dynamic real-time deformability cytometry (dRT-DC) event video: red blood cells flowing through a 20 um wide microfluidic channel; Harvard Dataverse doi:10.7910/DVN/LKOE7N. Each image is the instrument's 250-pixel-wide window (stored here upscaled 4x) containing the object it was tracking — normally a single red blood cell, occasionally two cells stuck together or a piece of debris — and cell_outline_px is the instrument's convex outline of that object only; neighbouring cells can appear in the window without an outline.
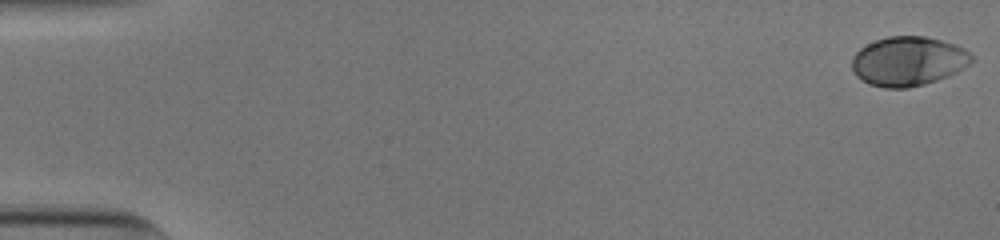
{"species": "human", "species_latin": "Homo sapiens", "temperature_condition": "cold", "stored_images_in_passage": 53, "camera_frame_rate_fps": 3000, "um_per_image_px": 0.085, "donor": {"sex": "male"}, "frame": {"image": 1, "passage_image": 1, "time_ms": 0.0, "image_size_px": [1000, 240], "cell_outline_px": [[972, 60], [964, 68], [948, 76], [924, 84], [908, 88], [884, 88], [868, 84], [856, 76], [852, 68], [852, 56], [860, 48], [876, 40], [888, 36], [924, 36], [956, 44], [964, 48], [972, 56]], "centroid_in_image_um": [77.18, 5.21], "position_along_channel_um": 7.8, "area_um2": 34.39}}
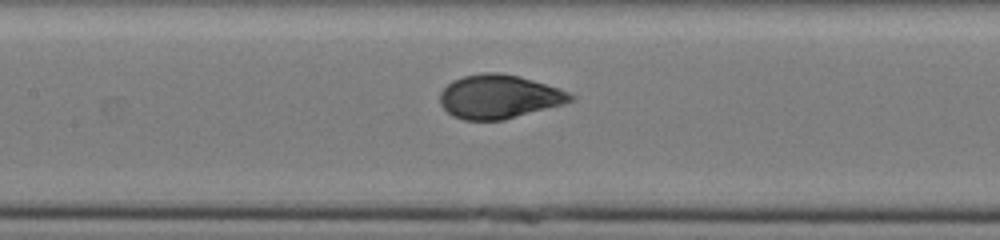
{"frame": {"image": 2, "passage_image": 26, "time_ms": 8.333, "image_size_px": [1000, 240], "cell_outline_px": [[576, 100], [564, 104], [504, 120], [464, 120], [452, 116], [440, 104], [440, 92], [452, 80], [464, 76], [480, 72], [500, 72], [520, 76], [568, 92], [576, 96]], "centroid_in_image_um": [42.41, 8.22], "position_along_channel_um": 165.0, "area_um2": 33.41}}
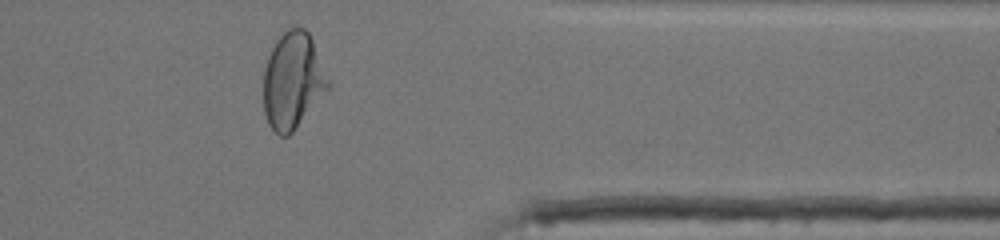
{"frame": {"image": 3, "passage_image": 44, "time_ms": 14.333, "image_size_px": [1000, 240], "cell_outline_px": [[332, 88], [292, 132], [288, 136], [280, 136], [268, 124], [264, 112], [264, 68], [268, 56], [276, 40], [288, 28], [296, 24], [304, 28], [308, 32], [312, 40], [332, 84]], "centroid_in_image_um": [24.92, 6.85], "position_along_channel_um": 386.5, "area_um2": 36.82}, "authors_computed_cell_mechanics": {"area_um2": 33.6396, "velocity_mm_per_s": 3.8879, "shape_relaxation_time_tau1_ms": 3.5805, "shape_relaxation_time_tau2_ms": null, "deformation_change_tau1": 0.1619, "deformation_change_tau2": null}}